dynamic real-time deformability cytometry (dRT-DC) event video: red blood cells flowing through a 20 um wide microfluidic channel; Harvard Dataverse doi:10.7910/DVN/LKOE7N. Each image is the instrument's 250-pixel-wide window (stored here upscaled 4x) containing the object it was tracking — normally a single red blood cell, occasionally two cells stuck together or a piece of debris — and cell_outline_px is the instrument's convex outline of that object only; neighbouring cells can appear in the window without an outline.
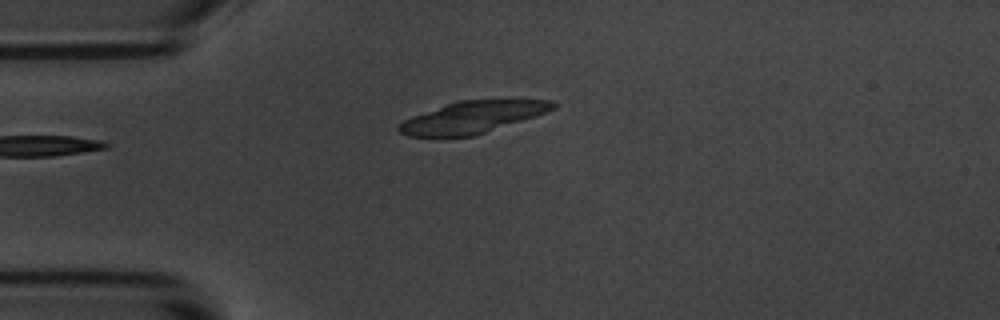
{"species": "common noctule bat (a hibernating species)", "species_latin": "Nyctalus noctula", "temperature_condition": "room temperature", "stored_images_in_passage": 4, "camera_frame_rate_fps": 3000, "um_per_image_px": 0.085, "animal": {"sex": "male", "body_mass_g": 20.1, "forearm_length_mm": 53.5}, "frame": {"image": 1, "passage_image": 4, "time_ms": 3.333, "image_size_px": [1000, 320], "cell_outline_px": [[556, 108], [536, 116], [476, 136], [408, 136], [400, 132], [396, 128], [404, 120], [412, 116], [460, 100], [552, 100], [556, 104]], "centroid_in_image_um": [40.19, 9.97], "position_along_channel_um": 44.8, "area_um2": 28.26}}